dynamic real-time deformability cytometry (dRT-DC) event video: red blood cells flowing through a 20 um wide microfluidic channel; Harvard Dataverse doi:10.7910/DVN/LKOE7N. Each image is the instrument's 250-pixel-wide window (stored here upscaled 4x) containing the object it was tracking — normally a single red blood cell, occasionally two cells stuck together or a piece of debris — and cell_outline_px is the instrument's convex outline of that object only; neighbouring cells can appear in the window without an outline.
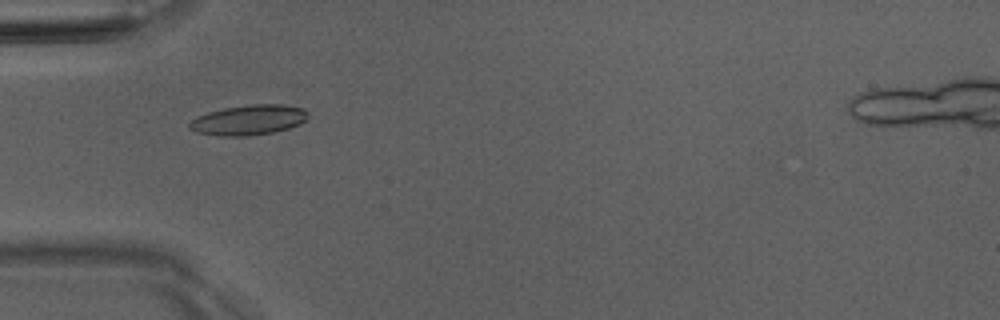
{"species": "Egyptian fruit bat (a non-hibernating species)", "species_latin": "Rousettus aegyptiacus", "temperature_condition": "room temperature", "stored_images_in_passage": 8, "camera_frame_rate_fps": 3000, "um_per_image_px": 0.085, "animal": {"sex": "male"}, "frame": {"image": 1, "passage_image": 4, "time_ms": 4.333, "image_size_px": [1000, 320], "cell_outline_px": [[308, 112], [304, 120], [300, 124], [288, 128], [272, 132], [244, 136], [220, 136], [196, 132], [188, 128], [188, 124], [196, 116], [208, 112], [224, 108], [252, 104], [280, 104], [304, 108]], "centroid_in_image_um": [21.1, 10.19], "position_along_channel_um": 63.9, "area_um2": 20.69}}
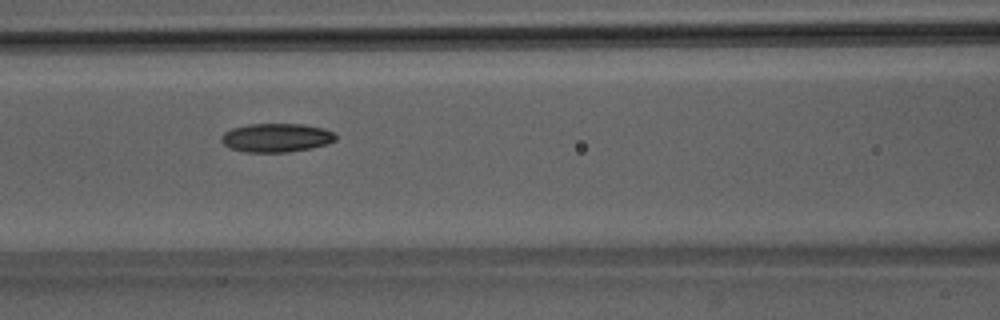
{"frame": {"image": 2, "passage_image": 6, "time_ms": 6.333, "image_size_px": [1000, 320], "cell_outline_px": [[336, 140], [328, 144], [288, 152], [244, 152], [228, 148], [220, 140], [220, 136], [224, 132], [232, 128], [248, 124], [304, 124], [324, 128], [332, 132], [336, 136]], "centroid_in_image_um": [23.45, 11.7], "position_along_channel_um": 143.1, "area_um2": 19.25}}